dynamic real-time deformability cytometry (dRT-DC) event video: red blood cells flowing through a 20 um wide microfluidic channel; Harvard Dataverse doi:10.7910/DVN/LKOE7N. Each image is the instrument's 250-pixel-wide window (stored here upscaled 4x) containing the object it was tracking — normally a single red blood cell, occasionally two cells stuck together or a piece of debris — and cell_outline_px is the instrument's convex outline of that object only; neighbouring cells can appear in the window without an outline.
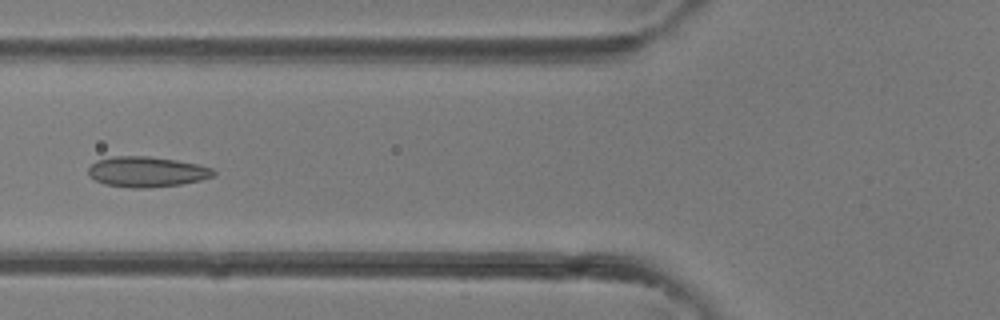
{"species": "common noctule bat (a hibernating species)", "species_latin": "Nyctalus noctula", "temperature_condition": "room temperature", "stored_images_in_passage": 29, "camera_frame_rate_fps": 3000, "um_per_image_px": 0.085, "animal": {"sex": "female"}, "frame": {"image": 1, "passage_image": 4, "time_ms": 1.0, "image_size_px": [1000, 320], "cell_outline_px": [[216, 172], [212, 176], [200, 180], [180, 184], [148, 188], [132, 188], [104, 184], [88, 176], [88, 168], [96, 160], [112, 156], [148, 156], [176, 160], [196, 164], [212, 168]], "centroid_in_image_um": [12.43, 14.6], "position_along_channel_um": 113.4, "area_um2": 22.14}}
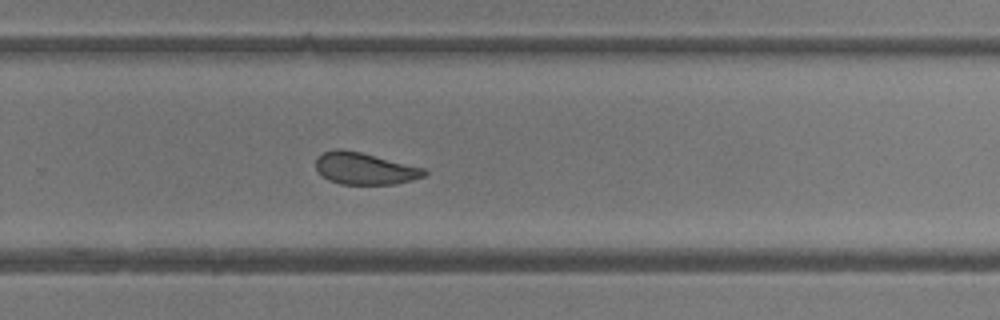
{"frame": {"image": 2, "passage_image": 15, "time_ms": 4.667, "image_size_px": [1000, 320], "cell_outline_px": [[428, 172], [424, 176], [412, 180], [396, 184], [340, 184], [328, 180], [316, 168], [316, 160], [324, 152], [336, 148], [340, 148], [360, 152], [424, 168]], "centroid_in_image_um": [31.01, 14.33], "position_along_channel_um": 298.8, "area_um2": 19.94}}
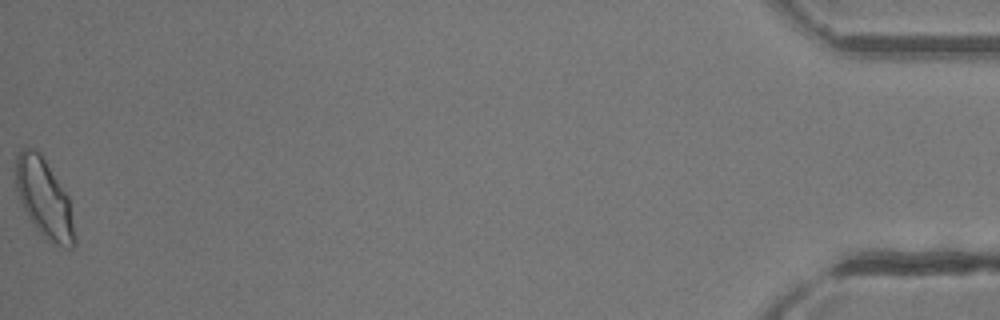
{"frame": {"image": 3, "passage_image": 29, "time_ms": 9.333, "image_size_px": [1000, 320], "cell_outline_px": [[76, 244], [72, 248], [68, 248], [56, 244], [44, 236], [36, 228], [28, 216], [16, 192], [16, 152], [20, 148], [28, 144], [36, 148], [40, 152], [68, 196], [76, 240]], "centroid_in_image_um": [3.73, 16.79], "position_along_channel_um": 431.5, "area_um2": 26.99}}